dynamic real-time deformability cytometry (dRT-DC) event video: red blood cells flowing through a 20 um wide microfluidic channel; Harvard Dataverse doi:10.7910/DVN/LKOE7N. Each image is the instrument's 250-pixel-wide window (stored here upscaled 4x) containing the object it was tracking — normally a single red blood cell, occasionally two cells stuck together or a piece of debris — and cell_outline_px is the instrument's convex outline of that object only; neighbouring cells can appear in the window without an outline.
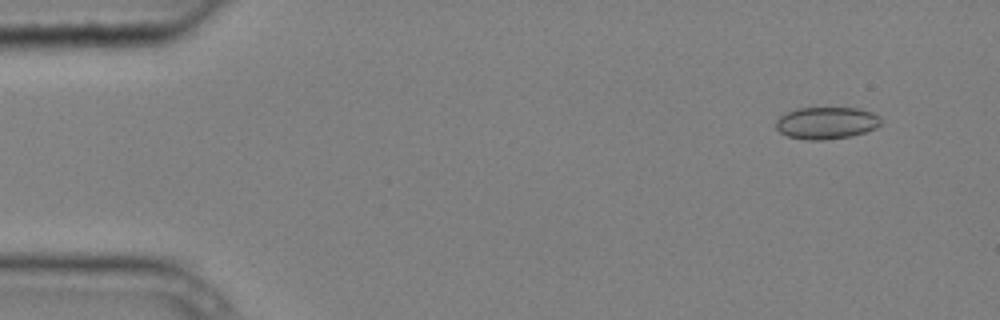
{"species": "common noctule bat (a hibernating species)", "species_latin": "Nyctalus noctula", "temperature_condition": "cold", "stored_images_in_passage": 4, "camera_frame_rate_fps": 3000, "um_per_image_px": 0.085, "animal": {"sex": "male", "body_mass_g": 20.4}, "frame": {"image": 1, "passage_image": 1, "time_ms": 0.0, "image_size_px": [1000, 320], "cell_outline_px": [[880, 124], [876, 128], [852, 136], [824, 140], [804, 140], [788, 136], [780, 132], [776, 128], [776, 120], [780, 116], [796, 108], [860, 108], [872, 112], [880, 116]], "centroid_in_image_um": [70.25, 10.45], "position_along_channel_um": 14.8, "area_um2": 19.71}}
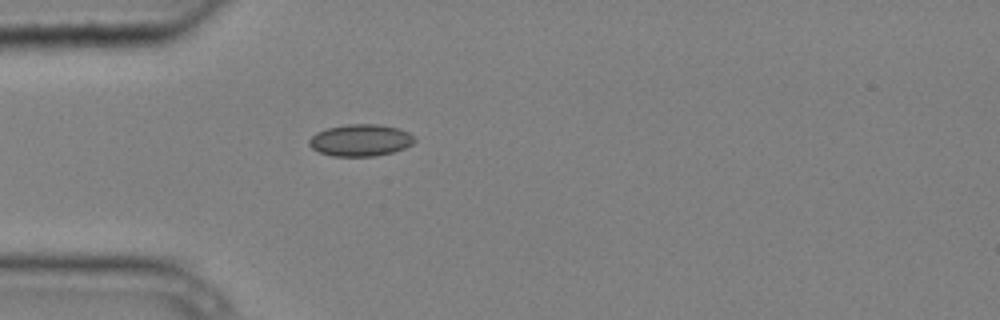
{"frame": {"image": 2, "passage_image": 4, "time_ms": 1.0, "image_size_px": [1000, 320], "cell_outline_px": [[416, 140], [412, 144], [404, 148], [392, 152], [376, 156], [332, 156], [320, 152], [312, 148], [308, 144], [308, 140], [316, 132], [328, 128], [348, 124], [380, 124], [400, 128], [416, 136]], "centroid_in_image_um": [30.67, 11.91], "position_along_channel_um": 54.3, "area_um2": 19.71}}